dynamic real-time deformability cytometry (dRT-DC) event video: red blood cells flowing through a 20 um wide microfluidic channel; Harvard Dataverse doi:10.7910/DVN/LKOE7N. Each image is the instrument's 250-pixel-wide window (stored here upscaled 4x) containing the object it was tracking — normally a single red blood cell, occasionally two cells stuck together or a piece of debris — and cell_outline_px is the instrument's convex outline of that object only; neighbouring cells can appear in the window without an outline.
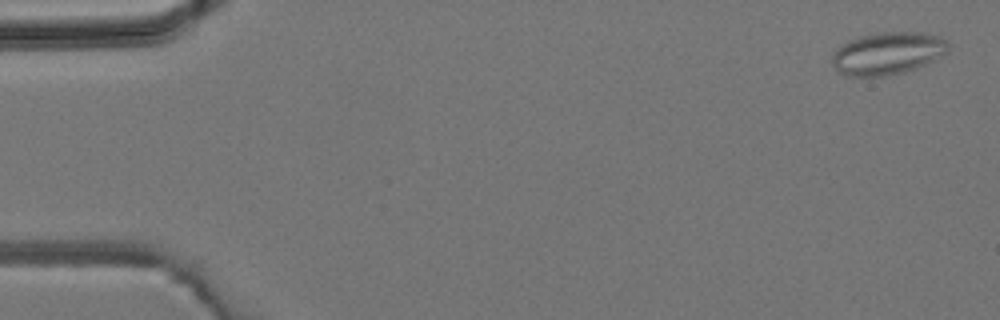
{"species": "common noctule bat (a hibernating species)", "species_latin": "Nyctalus noctula", "temperature_condition": "room temperature", "stored_images_in_passage": 4, "camera_frame_rate_fps": 3000, "um_per_image_px": 0.085, "animal": {"sex": "male", "body_mass_g": 19.2, "forearm_length_mm": 51.8}, "frame": {"image": 1, "passage_image": 1, "time_ms": 0.0, "image_size_px": [1000, 320], "cell_outline_px": [[948, 52], [916, 68], [904, 72], [884, 76], [844, 76], [832, 64], [832, 52], [836, 48], [848, 40], [860, 36], [876, 32], [924, 32], [940, 36], [948, 40]], "centroid_in_image_um": [75.43, 4.52], "position_along_channel_um": 9.6, "area_um2": 28.96}}